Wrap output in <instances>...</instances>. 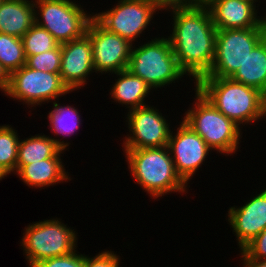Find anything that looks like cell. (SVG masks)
Listing matches in <instances>:
<instances>
[{
  "label": "cell",
  "mask_w": 266,
  "mask_h": 267,
  "mask_svg": "<svg viewBox=\"0 0 266 267\" xmlns=\"http://www.w3.org/2000/svg\"><path fill=\"white\" fill-rule=\"evenodd\" d=\"M163 11L172 14L166 37L179 68L196 83L210 71L215 54L217 28L210 11L202 0H166Z\"/></svg>",
  "instance_id": "obj_1"
},
{
  "label": "cell",
  "mask_w": 266,
  "mask_h": 267,
  "mask_svg": "<svg viewBox=\"0 0 266 267\" xmlns=\"http://www.w3.org/2000/svg\"><path fill=\"white\" fill-rule=\"evenodd\" d=\"M194 86L241 129L266 116L265 94L259 89L221 77H201Z\"/></svg>",
  "instance_id": "obj_2"
},
{
  "label": "cell",
  "mask_w": 266,
  "mask_h": 267,
  "mask_svg": "<svg viewBox=\"0 0 266 267\" xmlns=\"http://www.w3.org/2000/svg\"><path fill=\"white\" fill-rule=\"evenodd\" d=\"M123 151L130 176L151 199L177 192L188 193V184L177 174L167 146Z\"/></svg>",
  "instance_id": "obj_3"
},
{
  "label": "cell",
  "mask_w": 266,
  "mask_h": 267,
  "mask_svg": "<svg viewBox=\"0 0 266 267\" xmlns=\"http://www.w3.org/2000/svg\"><path fill=\"white\" fill-rule=\"evenodd\" d=\"M194 90L195 100L183 114L182 121L213 151L227 156L236 154L243 137L241 127L217 110L196 88Z\"/></svg>",
  "instance_id": "obj_4"
},
{
  "label": "cell",
  "mask_w": 266,
  "mask_h": 267,
  "mask_svg": "<svg viewBox=\"0 0 266 267\" xmlns=\"http://www.w3.org/2000/svg\"><path fill=\"white\" fill-rule=\"evenodd\" d=\"M132 46L127 70L140 77L155 91L181 80L186 75L177 63L168 38L155 37Z\"/></svg>",
  "instance_id": "obj_5"
},
{
  "label": "cell",
  "mask_w": 266,
  "mask_h": 267,
  "mask_svg": "<svg viewBox=\"0 0 266 267\" xmlns=\"http://www.w3.org/2000/svg\"><path fill=\"white\" fill-rule=\"evenodd\" d=\"M22 235L20 246L29 267L48 258L68 255L78 247L77 232L60 218L32 222L25 226Z\"/></svg>",
  "instance_id": "obj_6"
},
{
  "label": "cell",
  "mask_w": 266,
  "mask_h": 267,
  "mask_svg": "<svg viewBox=\"0 0 266 267\" xmlns=\"http://www.w3.org/2000/svg\"><path fill=\"white\" fill-rule=\"evenodd\" d=\"M166 0H118L113 8L94 12L93 18L106 30L136 44L153 18L162 11ZM141 34V35H140Z\"/></svg>",
  "instance_id": "obj_7"
},
{
  "label": "cell",
  "mask_w": 266,
  "mask_h": 267,
  "mask_svg": "<svg viewBox=\"0 0 266 267\" xmlns=\"http://www.w3.org/2000/svg\"><path fill=\"white\" fill-rule=\"evenodd\" d=\"M33 1L35 24L46 29L59 44L82 37L93 18V15L75 1Z\"/></svg>",
  "instance_id": "obj_8"
},
{
  "label": "cell",
  "mask_w": 266,
  "mask_h": 267,
  "mask_svg": "<svg viewBox=\"0 0 266 267\" xmlns=\"http://www.w3.org/2000/svg\"><path fill=\"white\" fill-rule=\"evenodd\" d=\"M265 36L266 26L217 29L212 67L203 77L230 78Z\"/></svg>",
  "instance_id": "obj_9"
},
{
  "label": "cell",
  "mask_w": 266,
  "mask_h": 267,
  "mask_svg": "<svg viewBox=\"0 0 266 267\" xmlns=\"http://www.w3.org/2000/svg\"><path fill=\"white\" fill-rule=\"evenodd\" d=\"M70 92L60 74L39 71L24 65L11 73L5 95L34 108L42 103L53 102Z\"/></svg>",
  "instance_id": "obj_10"
},
{
  "label": "cell",
  "mask_w": 266,
  "mask_h": 267,
  "mask_svg": "<svg viewBox=\"0 0 266 267\" xmlns=\"http://www.w3.org/2000/svg\"><path fill=\"white\" fill-rule=\"evenodd\" d=\"M129 133L123 138L122 150L160 148L168 145L171 125L155 106L147 105L126 113Z\"/></svg>",
  "instance_id": "obj_11"
},
{
  "label": "cell",
  "mask_w": 266,
  "mask_h": 267,
  "mask_svg": "<svg viewBox=\"0 0 266 267\" xmlns=\"http://www.w3.org/2000/svg\"><path fill=\"white\" fill-rule=\"evenodd\" d=\"M86 34L91 40L95 73L114 75L127 69L133 44L109 32L94 18L90 20Z\"/></svg>",
  "instance_id": "obj_12"
},
{
  "label": "cell",
  "mask_w": 266,
  "mask_h": 267,
  "mask_svg": "<svg viewBox=\"0 0 266 267\" xmlns=\"http://www.w3.org/2000/svg\"><path fill=\"white\" fill-rule=\"evenodd\" d=\"M178 126L176 133L171 131L167 147L177 174L186 184H189L202 164L204 165L212 149L183 121Z\"/></svg>",
  "instance_id": "obj_13"
},
{
  "label": "cell",
  "mask_w": 266,
  "mask_h": 267,
  "mask_svg": "<svg viewBox=\"0 0 266 267\" xmlns=\"http://www.w3.org/2000/svg\"><path fill=\"white\" fill-rule=\"evenodd\" d=\"M94 72L91 40L86 33L61 44L60 76L71 92L83 88Z\"/></svg>",
  "instance_id": "obj_14"
},
{
  "label": "cell",
  "mask_w": 266,
  "mask_h": 267,
  "mask_svg": "<svg viewBox=\"0 0 266 267\" xmlns=\"http://www.w3.org/2000/svg\"><path fill=\"white\" fill-rule=\"evenodd\" d=\"M262 190L241 207L234 205L228 209L227 221L240 250L266 228V188Z\"/></svg>",
  "instance_id": "obj_15"
},
{
  "label": "cell",
  "mask_w": 266,
  "mask_h": 267,
  "mask_svg": "<svg viewBox=\"0 0 266 267\" xmlns=\"http://www.w3.org/2000/svg\"><path fill=\"white\" fill-rule=\"evenodd\" d=\"M217 29H246L266 26V15L257 16L256 5L245 0H202Z\"/></svg>",
  "instance_id": "obj_16"
},
{
  "label": "cell",
  "mask_w": 266,
  "mask_h": 267,
  "mask_svg": "<svg viewBox=\"0 0 266 267\" xmlns=\"http://www.w3.org/2000/svg\"><path fill=\"white\" fill-rule=\"evenodd\" d=\"M61 157H51L23 165L16 173L21 181L30 188L45 189L50 186L69 182L71 177L65 169ZM69 180V181H68Z\"/></svg>",
  "instance_id": "obj_17"
},
{
  "label": "cell",
  "mask_w": 266,
  "mask_h": 267,
  "mask_svg": "<svg viewBox=\"0 0 266 267\" xmlns=\"http://www.w3.org/2000/svg\"><path fill=\"white\" fill-rule=\"evenodd\" d=\"M35 24L33 0H2L0 33L19 38Z\"/></svg>",
  "instance_id": "obj_18"
},
{
  "label": "cell",
  "mask_w": 266,
  "mask_h": 267,
  "mask_svg": "<svg viewBox=\"0 0 266 267\" xmlns=\"http://www.w3.org/2000/svg\"><path fill=\"white\" fill-rule=\"evenodd\" d=\"M115 75L118 78L110 87V98L122 106L126 105L127 111L148 105L145 103V99L149 97L152 89L145 81L127 69L117 72Z\"/></svg>",
  "instance_id": "obj_19"
},
{
  "label": "cell",
  "mask_w": 266,
  "mask_h": 267,
  "mask_svg": "<svg viewBox=\"0 0 266 267\" xmlns=\"http://www.w3.org/2000/svg\"><path fill=\"white\" fill-rule=\"evenodd\" d=\"M230 78L266 94V36L252 49Z\"/></svg>",
  "instance_id": "obj_20"
},
{
  "label": "cell",
  "mask_w": 266,
  "mask_h": 267,
  "mask_svg": "<svg viewBox=\"0 0 266 267\" xmlns=\"http://www.w3.org/2000/svg\"><path fill=\"white\" fill-rule=\"evenodd\" d=\"M59 102V99L55 102L53 101V110L49 111L47 118L50 121L49 125L52 134L57 137L51 139L56 142L63 150H68L70 142L64 141L58 138L61 135V138L71 137L74 133H77L79 130L82 119L79 113L78 108H75L72 105L62 106ZM64 136V137H63ZM58 138V139H57ZM62 140V141H61Z\"/></svg>",
  "instance_id": "obj_21"
},
{
  "label": "cell",
  "mask_w": 266,
  "mask_h": 267,
  "mask_svg": "<svg viewBox=\"0 0 266 267\" xmlns=\"http://www.w3.org/2000/svg\"><path fill=\"white\" fill-rule=\"evenodd\" d=\"M65 154L56 142L51 139V136L42 134L31 135L29 138L20 139L17 153L16 172L23 166L33 162L41 161L51 157H60Z\"/></svg>",
  "instance_id": "obj_22"
},
{
  "label": "cell",
  "mask_w": 266,
  "mask_h": 267,
  "mask_svg": "<svg viewBox=\"0 0 266 267\" xmlns=\"http://www.w3.org/2000/svg\"><path fill=\"white\" fill-rule=\"evenodd\" d=\"M0 63L10 74L26 65L21 38L0 33Z\"/></svg>",
  "instance_id": "obj_23"
},
{
  "label": "cell",
  "mask_w": 266,
  "mask_h": 267,
  "mask_svg": "<svg viewBox=\"0 0 266 267\" xmlns=\"http://www.w3.org/2000/svg\"><path fill=\"white\" fill-rule=\"evenodd\" d=\"M19 141L11 125H0V164L9 174L16 173Z\"/></svg>",
  "instance_id": "obj_24"
},
{
  "label": "cell",
  "mask_w": 266,
  "mask_h": 267,
  "mask_svg": "<svg viewBox=\"0 0 266 267\" xmlns=\"http://www.w3.org/2000/svg\"><path fill=\"white\" fill-rule=\"evenodd\" d=\"M26 59L29 56L55 49L59 43L44 28L34 24L21 38Z\"/></svg>",
  "instance_id": "obj_25"
},
{
  "label": "cell",
  "mask_w": 266,
  "mask_h": 267,
  "mask_svg": "<svg viewBox=\"0 0 266 267\" xmlns=\"http://www.w3.org/2000/svg\"><path fill=\"white\" fill-rule=\"evenodd\" d=\"M26 65L35 70L60 74L61 44L55 49L29 56Z\"/></svg>",
  "instance_id": "obj_26"
},
{
  "label": "cell",
  "mask_w": 266,
  "mask_h": 267,
  "mask_svg": "<svg viewBox=\"0 0 266 267\" xmlns=\"http://www.w3.org/2000/svg\"><path fill=\"white\" fill-rule=\"evenodd\" d=\"M77 250L68 255L56 256L40 261L33 267H84V254Z\"/></svg>",
  "instance_id": "obj_27"
},
{
  "label": "cell",
  "mask_w": 266,
  "mask_h": 267,
  "mask_svg": "<svg viewBox=\"0 0 266 267\" xmlns=\"http://www.w3.org/2000/svg\"><path fill=\"white\" fill-rule=\"evenodd\" d=\"M100 252L93 257L84 254V267H120V256L114 251L106 249Z\"/></svg>",
  "instance_id": "obj_28"
},
{
  "label": "cell",
  "mask_w": 266,
  "mask_h": 267,
  "mask_svg": "<svg viewBox=\"0 0 266 267\" xmlns=\"http://www.w3.org/2000/svg\"><path fill=\"white\" fill-rule=\"evenodd\" d=\"M252 259H266V228L242 249Z\"/></svg>",
  "instance_id": "obj_29"
},
{
  "label": "cell",
  "mask_w": 266,
  "mask_h": 267,
  "mask_svg": "<svg viewBox=\"0 0 266 267\" xmlns=\"http://www.w3.org/2000/svg\"><path fill=\"white\" fill-rule=\"evenodd\" d=\"M239 252L241 254L240 260L243 261L242 267H266V259H252L243 250Z\"/></svg>",
  "instance_id": "obj_30"
},
{
  "label": "cell",
  "mask_w": 266,
  "mask_h": 267,
  "mask_svg": "<svg viewBox=\"0 0 266 267\" xmlns=\"http://www.w3.org/2000/svg\"><path fill=\"white\" fill-rule=\"evenodd\" d=\"M10 75L11 74L8 72V70H6L0 63V91H2L4 95L7 92L10 84Z\"/></svg>",
  "instance_id": "obj_31"
},
{
  "label": "cell",
  "mask_w": 266,
  "mask_h": 267,
  "mask_svg": "<svg viewBox=\"0 0 266 267\" xmlns=\"http://www.w3.org/2000/svg\"><path fill=\"white\" fill-rule=\"evenodd\" d=\"M9 173L2 167L0 164V181L4 178L7 177Z\"/></svg>",
  "instance_id": "obj_32"
},
{
  "label": "cell",
  "mask_w": 266,
  "mask_h": 267,
  "mask_svg": "<svg viewBox=\"0 0 266 267\" xmlns=\"http://www.w3.org/2000/svg\"><path fill=\"white\" fill-rule=\"evenodd\" d=\"M245 1H248V2L253 3V4H256L258 2V0H245Z\"/></svg>",
  "instance_id": "obj_33"
}]
</instances>
